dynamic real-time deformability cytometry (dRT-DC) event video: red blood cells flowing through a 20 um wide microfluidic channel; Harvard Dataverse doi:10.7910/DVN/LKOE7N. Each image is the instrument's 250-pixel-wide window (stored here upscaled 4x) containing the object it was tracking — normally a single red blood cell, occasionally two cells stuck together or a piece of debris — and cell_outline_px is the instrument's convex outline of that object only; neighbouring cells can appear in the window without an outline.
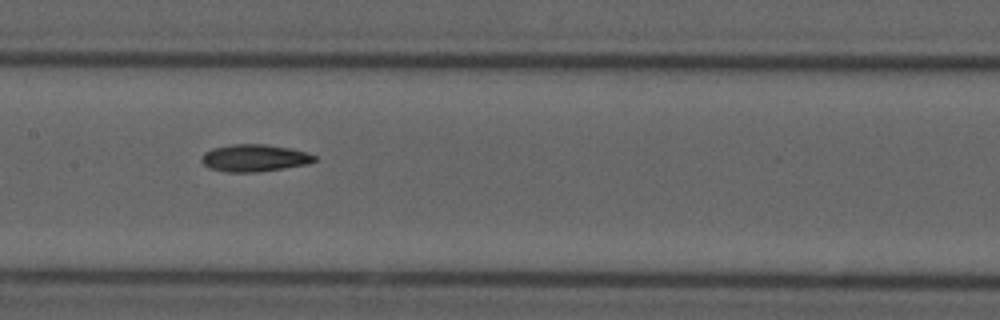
{"species": "common noctule bat (a hibernating species)", "species_latin": "Nyctalus noctula", "temperature_condition": "cold", "stored_images_in_passage": 7, "camera_frame_rate_fps": 3000, "um_per_image_px": 0.085, "animal": {"sex": "male", "forearm_length_mm": 52.5}, "frame": {"image": 1, "passage_image": 6, "time_ms": 7.0, "image_size_px": [1000, 320], "cell_outline_px": [[316, 160], [308, 164], [256, 172], [224, 172], [208, 168], [200, 160], [204, 152], [212, 148], [232, 144], [264, 144], [288, 148], [308, 152], [316, 156]], "centroid_in_image_um": [21.59, 13.43], "position_along_channel_um": 185.8, "area_um2": 17.92}}
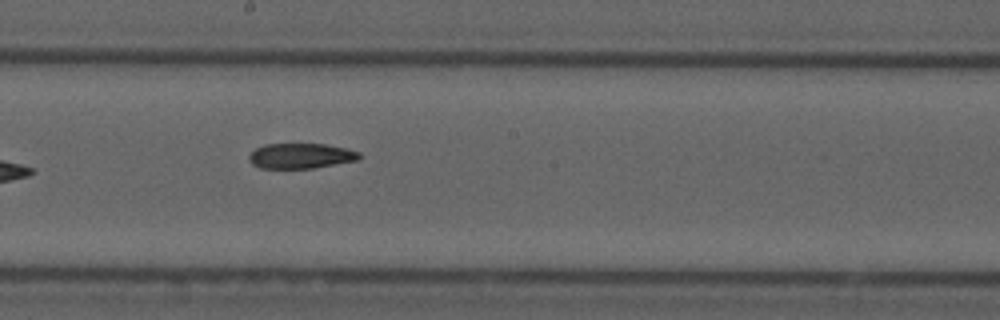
{"frame": {"image": 2, "passage_image": 7, "time_ms": 8.0, "image_size_px": [1000, 320], "cell_outline_px": [[364, 156], [360, 160], [312, 168], [260, 168], [252, 164], [248, 160], [248, 156], [256, 148], [264, 144], [324, 144], [348, 148], [360, 152]], "centroid_in_image_um": [25.62, 13.25], "position_along_channel_um": 222.6, "area_um2": 16.42}}